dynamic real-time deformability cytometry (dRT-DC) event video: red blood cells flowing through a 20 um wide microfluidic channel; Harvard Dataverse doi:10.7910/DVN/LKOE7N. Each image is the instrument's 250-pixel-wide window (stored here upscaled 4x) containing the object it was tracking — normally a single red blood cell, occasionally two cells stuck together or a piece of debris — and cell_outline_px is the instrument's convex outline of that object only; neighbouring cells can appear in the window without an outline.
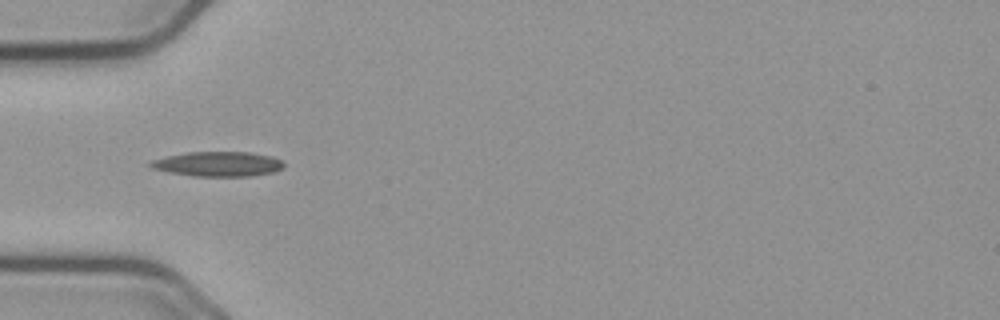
{"species": "common noctule bat (a hibernating species)", "species_latin": "Nyctalus noctula", "temperature_condition": "cold", "stored_images_in_passage": 15, "camera_frame_rate_fps": 3000, "um_per_image_px": 0.085, "animal": {"sex": "male", "body_mass_g": 23.1, "forearm_length_mm": 52.7}, "frame": {"image": 1, "passage_image": 3, "time_ms": 0.667, "image_size_px": [1000, 320], "cell_outline_px": [[284, 168], [272, 172], [252, 176], [196, 176], [168, 172], [152, 168], [148, 164], [152, 160], [168, 156], [188, 152], [248, 152], [272, 156], [284, 160]], "centroid_in_image_um": [18.57, 13.94], "position_along_channel_um": 66.4, "area_um2": 19.25}}
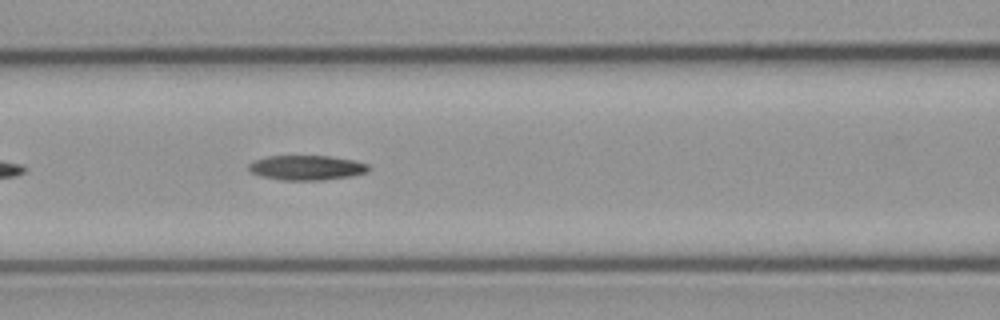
{"frame": {"image": 2, "passage_image": 9, "time_ms": 2.667, "image_size_px": [1000, 320], "cell_outline_px": [[368, 172], [352, 176], [320, 180], [284, 180], [260, 176], [252, 172], [248, 168], [248, 164], [264, 156], [328, 156], [352, 160], [368, 164]], "centroid_in_image_um": [26.05, 14.25], "position_along_channel_um": 140.6, "area_um2": 17.17}}
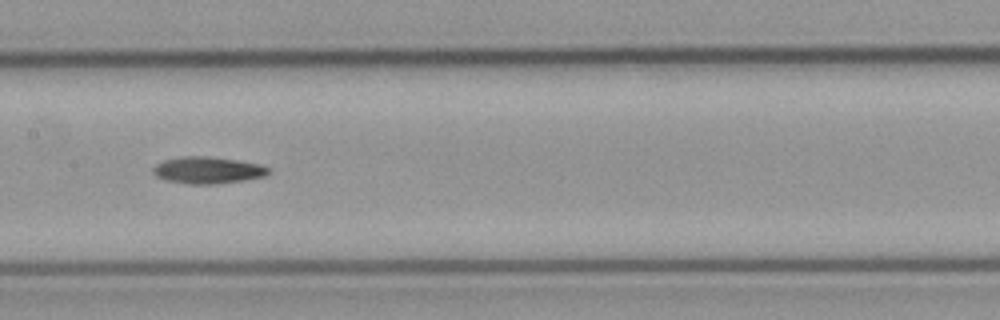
{"frame": {"image": 3, "passage_image": 13, "time_ms": 4.0, "image_size_px": [1000, 320], "cell_outline_px": [[268, 172], [264, 176], [244, 180], [212, 184], [188, 184], [168, 180], [156, 176], [152, 172], [152, 168], [156, 164], [164, 160], [180, 156], [208, 156], [236, 160], [260, 164], [268, 168]], "centroid_in_image_um": [17.61, 14.46], "position_along_channel_um": 189.8, "area_um2": 17.86}}